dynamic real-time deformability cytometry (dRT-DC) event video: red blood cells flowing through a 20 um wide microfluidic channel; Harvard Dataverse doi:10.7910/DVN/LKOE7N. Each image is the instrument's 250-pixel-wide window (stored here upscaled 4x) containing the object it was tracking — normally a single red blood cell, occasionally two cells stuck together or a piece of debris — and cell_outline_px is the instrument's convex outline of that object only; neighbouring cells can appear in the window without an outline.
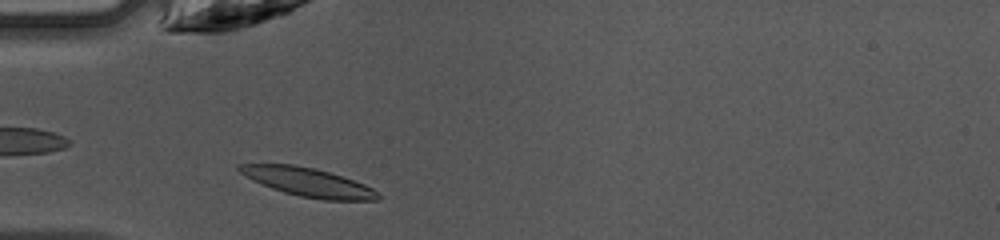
{"species": "common noctule bat (a hibernating species)", "species_latin": "Nyctalus noctula", "temperature_condition": "warm", "stored_images_in_passage": 34, "camera_frame_rate_fps": 3000, "um_per_image_px": 0.085, "animal": {"sex": "female", "body_mass_g": 10.0, "forearm_length_mm": 53.1}, "frame": {"image": 1, "passage_image": 3, "time_ms": 0.667, "image_size_px": [1000, 240], "cell_outline_px": [[380, 196], [376, 200], [324, 200], [300, 196], [284, 192], [272, 188], [252, 180], [240, 172], [236, 168], [236, 164], [292, 164], [312, 168], [328, 172], [364, 184], [380, 192]], "centroid_in_image_um": [26.17, 15.49], "position_along_channel_um": 58.8, "area_um2": 22.83}}
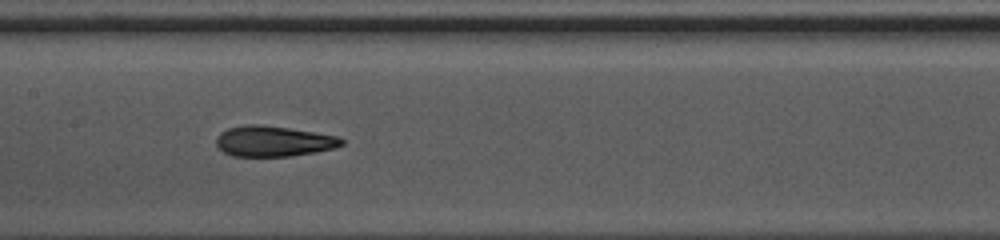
{"frame": {"image": 2, "passage_image": 12, "time_ms": 3.667, "image_size_px": [1000, 240], "cell_outline_px": [[344, 144], [336, 148], [316, 152], [292, 156], [232, 156], [224, 152], [216, 144], [216, 136], [220, 132], [228, 128], [244, 124], [260, 124], [288, 128], [340, 136], [344, 140]], "centroid_in_image_um": [23.26, 12.0], "position_along_channel_um": 184.1, "area_um2": 22.54}}
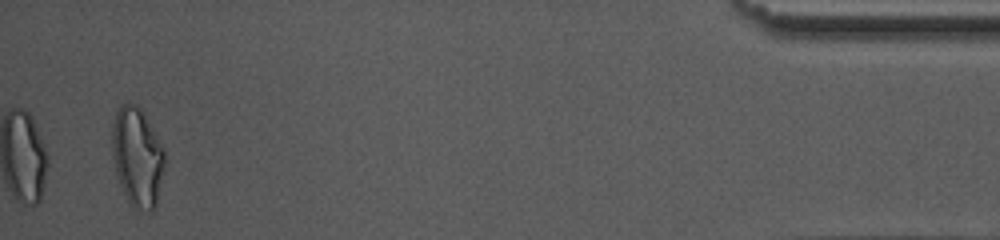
{"frame": {"image": 3, "passage_image": 34, "time_ms": 11.0, "image_size_px": [1000, 240], "cell_outline_px": [[164, 164], [156, 204], [152, 212], [140, 208], [132, 204], [128, 200], [116, 176], [112, 156], [112, 124], [116, 112], [120, 104], [136, 104], [140, 108], [164, 148]], "centroid_in_image_um": [11.65, 13.31], "position_along_channel_um": 423.6, "area_um2": 29.88}, "authors_computed_cell_mechanics": {"area_um2": 22.6576, "velocity_mm_per_s": 4.2758, "shape_relaxation_time_tau1_ms": 6.9066, "shape_relaxation_time_tau2_ms": 1.822, "deformation_change_tau1": 0.2371, "deformation_change_tau2": 0.0993}}